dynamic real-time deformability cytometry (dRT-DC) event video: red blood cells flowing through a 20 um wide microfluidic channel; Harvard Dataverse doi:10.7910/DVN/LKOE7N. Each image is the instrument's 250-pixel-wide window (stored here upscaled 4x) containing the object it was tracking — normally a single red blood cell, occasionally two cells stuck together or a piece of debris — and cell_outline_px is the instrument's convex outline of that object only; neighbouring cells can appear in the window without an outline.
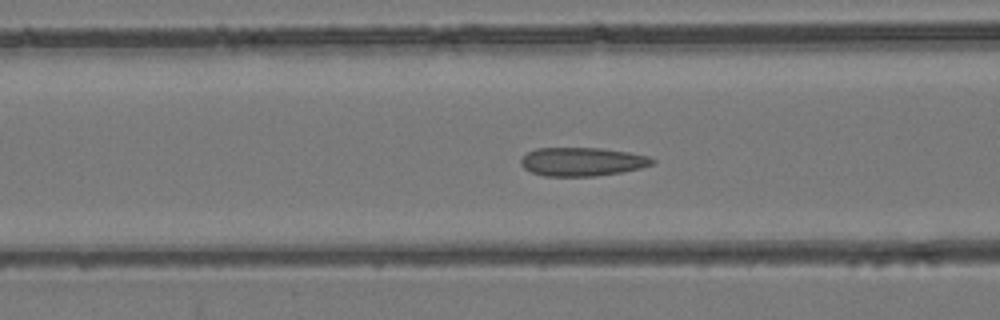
{"species": "common noctule bat (a hibernating species)", "species_latin": "Nyctalus noctula", "temperature_condition": "room temperature", "stored_images_in_passage": 39, "camera_frame_rate_fps": 3000, "um_per_image_px": 0.085, "animal": {"sex": "female", "body_mass_g": 24.6, "forearm_length_mm": 56.2}, "frame": {"image": 1, "passage_image": 11, "time_ms": 3.333, "image_size_px": [1000, 320], "cell_outline_px": [[656, 160], [652, 164], [640, 168], [620, 172], [596, 176], [544, 176], [532, 172], [524, 168], [520, 164], [520, 160], [528, 152], [536, 148], [600, 148], [628, 152], [648, 156]], "centroid_in_image_um": [49.47, 13.74], "position_along_channel_um": 117.1, "area_um2": 21.79}}
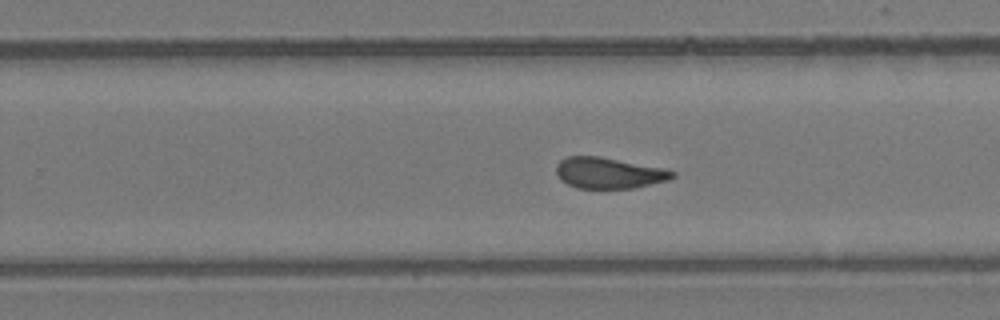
{"frame": {"image": 2, "passage_image": 22, "time_ms": 7.0, "image_size_px": [1000, 320], "cell_outline_px": [[676, 176], [668, 180], [632, 188], [576, 188], [560, 180], [556, 172], [556, 164], [560, 160], [568, 156], [600, 156], [664, 168], [676, 172]], "centroid_in_image_um": [51.74, 14.69], "position_along_channel_um": 278.1, "area_um2": 21.04}}
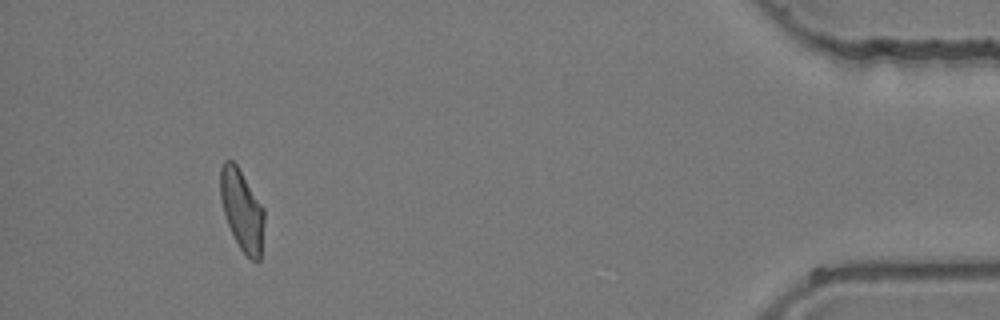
{"frame": {"image": 3, "passage_image": 36, "time_ms": 11.667, "image_size_px": [1000, 320], "cell_outline_px": [[264, 224], [260, 260], [252, 260], [240, 248], [228, 224], [224, 212], [220, 196], [220, 168], [224, 160], [232, 160], [236, 164], [264, 208]], "centroid_in_image_um": [20.57, 17.83], "position_along_channel_um": 414.6, "area_um2": 20.4}}